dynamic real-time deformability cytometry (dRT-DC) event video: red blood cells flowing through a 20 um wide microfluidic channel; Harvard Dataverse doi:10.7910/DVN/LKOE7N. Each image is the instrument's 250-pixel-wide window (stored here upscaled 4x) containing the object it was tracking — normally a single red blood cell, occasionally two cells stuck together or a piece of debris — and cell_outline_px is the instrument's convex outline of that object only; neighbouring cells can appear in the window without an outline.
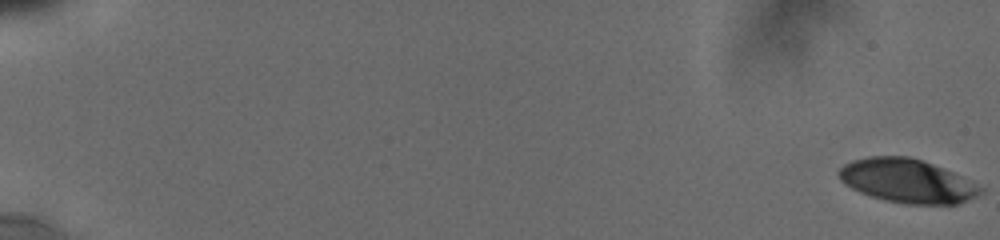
{"species": "human", "species_latin": "Homo sapiens", "temperature_condition": "cold", "stored_images_in_passage": 25, "camera_frame_rate_fps": 3000, "um_per_image_px": 0.085, "donor": {"sex": "male"}, "frame": {"image": 1, "passage_image": 1, "time_ms": 0.0, "image_size_px": [1000, 240], "cell_outline_px": [[984, 192], [968, 200], [956, 204], [904, 204], [884, 200], [860, 192], [844, 184], [840, 180], [836, 172], [844, 164], [852, 160], [868, 156], [908, 156], [932, 164], [952, 172], [984, 188]], "centroid_in_image_um": [77.07, 15.38], "position_along_channel_um": 7.9, "area_um2": 36.01}}
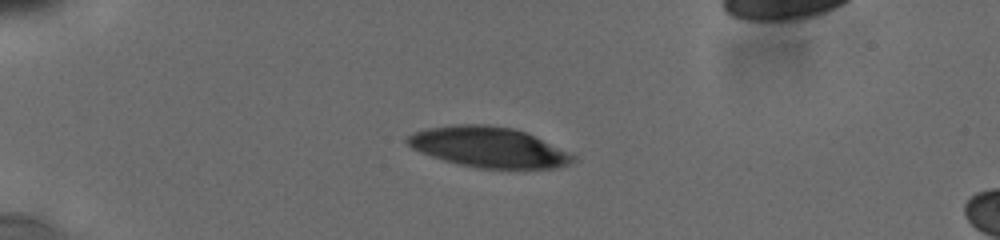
{"frame": {"image": 2, "passage_image": 15, "time_ms": 5.333, "image_size_px": [1000, 240], "cell_outline_px": [[576, 160], [568, 164], [556, 168], [480, 168], [432, 156], [420, 152], [412, 148], [404, 140], [412, 132], [428, 128], [456, 124], [488, 124], [512, 128], [524, 132], [576, 156]], "centroid_in_image_um": [41.5, 12.49], "position_along_channel_um": 43.5, "area_um2": 38.26}}
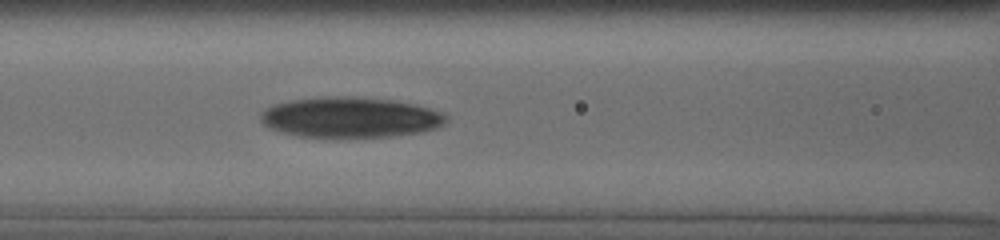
{"frame": {"image": 3, "passage_image": 25, "time_ms": 9.0, "image_size_px": [1000, 240], "cell_outline_px": [[448, 120], [444, 124], [436, 128], [424, 132], [392, 136], [296, 136], [268, 128], [260, 120], [260, 112], [272, 104], [292, 100], [324, 96], [352, 96], [396, 100], [428, 108], [440, 112], [448, 116]], "centroid_in_image_um": [29.76, 9.96], "position_along_channel_um": 136.8, "area_um2": 43.75}}